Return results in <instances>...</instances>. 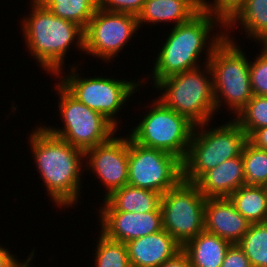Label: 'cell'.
I'll return each instance as SVG.
<instances>
[{
    "label": "cell",
    "instance_id": "obj_1",
    "mask_svg": "<svg viewBox=\"0 0 267 267\" xmlns=\"http://www.w3.org/2000/svg\"><path fill=\"white\" fill-rule=\"evenodd\" d=\"M29 135L37 171L48 196L60 208L77 206L85 170V151L50 133L43 125ZM83 167V168H82Z\"/></svg>",
    "mask_w": 267,
    "mask_h": 267
},
{
    "label": "cell",
    "instance_id": "obj_2",
    "mask_svg": "<svg viewBox=\"0 0 267 267\" xmlns=\"http://www.w3.org/2000/svg\"><path fill=\"white\" fill-rule=\"evenodd\" d=\"M217 25L221 28L219 33L214 31ZM224 25L218 17L202 8L189 21L173 26L153 64V74H150L153 87L164 78L201 67V54L206 53L203 63L207 64L214 47L225 36V31L222 32ZM211 31L215 35H211Z\"/></svg>",
    "mask_w": 267,
    "mask_h": 267
},
{
    "label": "cell",
    "instance_id": "obj_3",
    "mask_svg": "<svg viewBox=\"0 0 267 267\" xmlns=\"http://www.w3.org/2000/svg\"><path fill=\"white\" fill-rule=\"evenodd\" d=\"M31 13L22 18V34L27 50L34 60L52 76L63 75L65 58L70 45L84 52V29L78 24L55 16L38 0H30ZM76 42V43H75ZM72 43V44H71ZM64 65V66H63Z\"/></svg>",
    "mask_w": 267,
    "mask_h": 267
},
{
    "label": "cell",
    "instance_id": "obj_4",
    "mask_svg": "<svg viewBox=\"0 0 267 267\" xmlns=\"http://www.w3.org/2000/svg\"><path fill=\"white\" fill-rule=\"evenodd\" d=\"M234 38L225 32L214 47L208 64L212 71L216 111L226 104L230 112L237 115L254 94L250 83V60Z\"/></svg>",
    "mask_w": 267,
    "mask_h": 267
},
{
    "label": "cell",
    "instance_id": "obj_5",
    "mask_svg": "<svg viewBox=\"0 0 267 267\" xmlns=\"http://www.w3.org/2000/svg\"><path fill=\"white\" fill-rule=\"evenodd\" d=\"M160 80L157 97L166 107L184 115L195 125L210 123L216 112L212 71L209 64ZM205 68V69H204ZM201 70V71H200ZM163 90V92H162Z\"/></svg>",
    "mask_w": 267,
    "mask_h": 267
},
{
    "label": "cell",
    "instance_id": "obj_6",
    "mask_svg": "<svg viewBox=\"0 0 267 267\" xmlns=\"http://www.w3.org/2000/svg\"><path fill=\"white\" fill-rule=\"evenodd\" d=\"M207 125L211 126L209 123L195 125L182 162L184 181L194 183L203 173L239 156L247 141L246 133L234 119L219 127L209 129Z\"/></svg>",
    "mask_w": 267,
    "mask_h": 267
},
{
    "label": "cell",
    "instance_id": "obj_7",
    "mask_svg": "<svg viewBox=\"0 0 267 267\" xmlns=\"http://www.w3.org/2000/svg\"><path fill=\"white\" fill-rule=\"evenodd\" d=\"M151 109L138 121L129 136L138 144L159 149L178 157L182 162L187 156L195 128L184 115L166 107L158 98Z\"/></svg>",
    "mask_w": 267,
    "mask_h": 267
},
{
    "label": "cell",
    "instance_id": "obj_8",
    "mask_svg": "<svg viewBox=\"0 0 267 267\" xmlns=\"http://www.w3.org/2000/svg\"><path fill=\"white\" fill-rule=\"evenodd\" d=\"M77 67L72 66L69 75H56V79L59 78V83L79 102L103 115L118 129L120 120L117 121L116 114L134 92L140 89L139 86L143 85L141 79L128 81L114 79L112 76L84 78L82 73H78Z\"/></svg>",
    "mask_w": 267,
    "mask_h": 267
},
{
    "label": "cell",
    "instance_id": "obj_9",
    "mask_svg": "<svg viewBox=\"0 0 267 267\" xmlns=\"http://www.w3.org/2000/svg\"><path fill=\"white\" fill-rule=\"evenodd\" d=\"M54 88L59 96V114L64 127L45 125L50 133L83 151L108 141L116 134L118 129L109 120L79 102L59 82Z\"/></svg>",
    "mask_w": 267,
    "mask_h": 267
},
{
    "label": "cell",
    "instance_id": "obj_10",
    "mask_svg": "<svg viewBox=\"0 0 267 267\" xmlns=\"http://www.w3.org/2000/svg\"><path fill=\"white\" fill-rule=\"evenodd\" d=\"M128 185L163 194L183 179L182 161L136 143L128 134Z\"/></svg>",
    "mask_w": 267,
    "mask_h": 267
},
{
    "label": "cell",
    "instance_id": "obj_11",
    "mask_svg": "<svg viewBox=\"0 0 267 267\" xmlns=\"http://www.w3.org/2000/svg\"><path fill=\"white\" fill-rule=\"evenodd\" d=\"M205 202L197 186L183 179L162 194L163 229L182 247L204 230Z\"/></svg>",
    "mask_w": 267,
    "mask_h": 267
},
{
    "label": "cell",
    "instance_id": "obj_12",
    "mask_svg": "<svg viewBox=\"0 0 267 267\" xmlns=\"http://www.w3.org/2000/svg\"><path fill=\"white\" fill-rule=\"evenodd\" d=\"M138 30L137 16L98 7L84 29V52L110 63Z\"/></svg>",
    "mask_w": 267,
    "mask_h": 267
},
{
    "label": "cell",
    "instance_id": "obj_13",
    "mask_svg": "<svg viewBox=\"0 0 267 267\" xmlns=\"http://www.w3.org/2000/svg\"><path fill=\"white\" fill-rule=\"evenodd\" d=\"M115 135L85 151L84 166L106 187L104 199L128 184V134L122 138Z\"/></svg>",
    "mask_w": 267,
    "mask_h": 267
},
{
    "label": "cell",
    "instance_id": "obj_14",
    "mask_svg": "<svg viewBox=\"0 0 267 267\" xmlns=\"http://www.w3.org/2000/svg\"><path fill=\"white\" fill-rule=\"evenodd\" d=\"M98 219L100 233L117 242L127 243L163 230L162 212H99Z\"/></svg>",
    "mask_w": 267,
    "mask_h": 267
},
{
    "label": "cell",
    "instance_id": "obj_15",
    "mask_svg": "<svg viewBox=\"0 0 267 267\" xmlns=\"http://www.w3.org/2000/svg\"><path fill=\"white\" fill-rule=\"evenodd\" d=\"M204 230L237 244L246 234L251 223L235 208L229 197L206 198Z\"/></svg>",
    "mask_w": 267,
    "mask_h": 267
},
{
    "label": "cell",
    "instance_id": "obj_16",
    "mask_svg": "<svg viewBox=\"0 0 267 267\" xmlns=\"http://www.w3.org/2000/svg\"><path fill=\"white\" fill-rule=\"evenodd\" d=\"M125 244L131 267H159L183 249L164 229Z\"/></svg>",
    "mask_w": 267,
    "mask_h": 267
},
{
    "label": "cell",
    "instance_id": "obj_17",
    "mask_svg": "<svg viewBox=\"0 0 267 267\" xmlns=\"http://www.w3.org/2000/svg\"><path fill=\"white\" fill-rule=\"evenodd\" d=\"M194 184L205 198L229 197L245 185L242 154L203 173Z\"/></svg>",
    "mask_w": 267,
    "mask_h": 267
},
{
    "label": "cell",
    "instance_id": "obj_18",
    "mask_svg": "<svg viewBox=\"0 0 267 267\" xmlns=\"http://www.w3.org/2000/svg\"><path fill=\"white\" fill-rule=\"evenodd\" d=\"M202 9V0H145L137 15L138 26L171 21L173 26L189 21ZM148 22V23H147Z\"/></svg>",
    "mask_w": 267,
    "mask_h": 267
},
{
    "label": "cell",
    "instance_id": "obj_19",
    "mask_svg": "<svg viewBox=\"0 0 267 267\" xmlns=\"http://www.w3.org/2000/svg\"><path fill=\"white\" fill-rule=\"evenodd\" d=\"M162 194L131 185H125L107 198L103 199V205L99 212H129L146 213L161 212Z\"/></svg>",
    "mask_w": 267,
    "mask_h": 267
},
{
    "label": "cell",
    "instance_id": "obj_20",
    "mask_svg": "<svg viewBox=\"0 0 267 267\" xmlns=\"http://www.w3.org/2000/svg\"><path fill=\"white\" fill-rule=\"evenodd\" d=\"M231 243L205 230L189 240L183 251L191 267H221Z\"/></svg>",
    "mask_w": 267,
    "mask_h": 267
},
{
    "label": "cell",
    "instance_id": "obj_21",
    "mask_svg": "<svg viewBox=\"0 0 267 267\" xmlns=\"http://www.w3.org/2000/svg\"><path fill=\"white\" fill-rule=\"evenodd\" d=\"M245 30L247 39L254 42L267 33V0H246L238 11L225 23L224 30L237 28L238 24ZM236 25V26H235Z\"/></svg>",
    "mask_w": 267,
    "mask_h": 267
},
{
    "label": "cell",
    "instance_id": "obj_22",
    "mask_svg": "<svg viewBox=\"0 0 267 267\" xmlns=\"http://www.w3.org/2000/svg\"><path fill=\"white\" fill-rule=\"evenodd\" d=\"M229 199L251 224L267 222V192L264 186L243 185Z\"/></svg>",
    "mask_w": 267,
    "mask_h": 267
},
{
    "label": "cell",
    "instance_id": "obj_23",
    "mask_svg": "<svg viewBox=\"0 0 267 267\" xmlns=\"http://www.w3.org/2000/svg\"><path fill=\"white\" fill-rule=\"evenodd\" d=\"M55 16L85 29L99 7V0H38Z\"/></svg>",
    "mask_w": 267,
    "mask_h": 267
},
{
    "label": "cell",
    "instance_id": "obj_24",
    "mask_svg": "<svg viewBox=\"0 0 267 267\" xmlns=\"http://www.w3.org/2000/svg\"><path fill=\"white\" fill-rule=\"evenodd\" d=\"M237 244L252 267H267V222L251 224Z\"/></svg>",
    "mask_w": 267,
    "mask_h": 267
},
{
    "label": "cell",
    "instance_id": "obj_25",
    "mask_svg": "<svg viewBox=\"0 0 267 267\" xmlns=\"http://www.w3.org/2000/svg\"><path fill=\"white\" fill-rule=\"evenodd\" d=\"M241 154L245 185L265 186L267 184V151L257 148L247 140Z\"/></svg>",
    "mask_w": 267,
    "mask_h": 267
},
{
    "label": "cell",
    "instance_id": "obj_26",
    "mask_svg": "<svg viewBox=\"0 0 267 267\" xmlns=\"http://www.w3.org/2000/svg\"><path fill=\"white\" fill-rule=\"evenodd\" d=\"M94 256L95 267H131L126 244L98 235Z\"/></svg>",
    "mask_w": 267,
    "mask_h": 267
},
{
    "label": "cell",
    "instance_id": "obj_27",
    "mask_svg": "<svg viewBox=\"0 0 267 267\" xmlns=\"http://www.w3.org/2000/svg\"><path fill=\"white\" fill-rule=\"evenodd\" d=\"M234 120L247 138L257 129L267 126V96L253 95Z\"/></svg>",
    "mask_w": 267,
    "mask_h": 267
},
{
    "label": "cell",
    "instance_id": "obj_28",
    "mask_svg": "<svg viewBox=\"0 0 267 267\" xmlns=\"http://www.w3.org/2000/svg\"><path fill=\"white\" fill-rule=\"evenodd\" d=\"M250 61V83L254 95L267 96V56L262 52Z\"/></svg>",
    "mask_w": 267,
    "mask_h": 267
},
{
    "label": "cell",
    "instance_id": "obj_29",
    "mask_svg": "<svg viewBox=\"0 0 267 267\" xmlns=\"http://www.w3.org/2000/svg\"><path fill=\"white\" fill-rule=\"evenodd\" d=\"M246 0H202V8L218 17L224 24L238 11Z\"/></svg>",
    "mask_w": 267,
    "mask_h": 267
},
{
    "label": "cell",
    "instance_id": "obj_30",
    "mask_svg": "<svg viewBox=\"0 0 267 267\" xmlns=\"http://www.w3.org/2000/svg\"><path fill=\"white\" fill-rule=\"evenodd\" d=\"M145 0H99V7L110 12L129 13L137 16Z\"/></svg>",
    "mask_w": 267,
    "mask_h": 267
},
{
    "label": "cell",
    "instance_id": "obj_31",
    "mask_svg": "<svg viewBox=\"0 0 267 267\" xmlns=\"http://www.w3.org/2000/svg\"><path fill=\"white\" fill-rule=\"evenodd\" d=\"M221 267H252V265L238 244H231Z\"/></svg>",
    "mask_w": 267,
    "mask_h": 267
},
{
    "label": "cell",
    "instance_id": "obj_32",
    "mask_svg": "<svg viewBox=\"0 0 267 267\" xmlns=\"http://www.w3.org/2000/svg\"><path fill=\"white\" fill-rule=\"evenodd\" d=\"M247 140L257 148L267 151V126L255 130Z\"/></svg>",
    "mask_w": 267,
    "mask_h": 267
},
{
    "label": "cell",
    "instance_id": "obj_33",
    "mask_svg": "<svg viewBox=\"0 0 267 267\" xmlns=\"http://www.w3.org/2000/svg\"><path fill=\"white\" fill-rule=\"evenodd\" d=\"M159 267H191L187 254L182 250Z\"/></svg>",
    "mask_w": 267,
    "mask_h": 267
},
{
    "label": "cell",
    "instance_id": "obj_34",
    "mask_svg": "<svg viewBox=\"0 0 267 267\" xmlns=\"http://www.w3.org/2000/svg\"><path fill=\"white\" fill-rule=\"evenodd\" d=\"M18 262L17 256L12 254L10 249L8 250L0 245V267H14Z\"/></svg>",
    "mask_w": 267,
    "mask_h": 267
},
{
    "label": "cell",
    "instance_id": "obj_35",
    "mask_svg": "<svg viewBox=\"0 0 267 267\" xmlns=\"http://www.w3.org/2000/svg\"><path fill=\"white\" fill-rule=\"evenodd\" d=\"M34 257H35V249L31 251V253L27 256V259L25 261L24 260L22 262L19 261L14 267H29L30 265H32L29 262L33 260Z\"/></svg>",
    "mask_w": 267,
    "mask_h": 267
},
{
    "label": "cell",
    "instance_id": "obj_36",
    "mask_svg": "<svg viewBox=\"0 0 267 267\" xmlns=\"http://www.w3.org/2000/svg\"><path fill=\"white\" fill-rule=\"evenodd\" d=\"M259 45H262V52L264 55L267 56V33H265L262 37H260L257 41H256Z\"/></svg>",
    "mask_w": 267,
    "mask_h": 267
}]
</instances>
